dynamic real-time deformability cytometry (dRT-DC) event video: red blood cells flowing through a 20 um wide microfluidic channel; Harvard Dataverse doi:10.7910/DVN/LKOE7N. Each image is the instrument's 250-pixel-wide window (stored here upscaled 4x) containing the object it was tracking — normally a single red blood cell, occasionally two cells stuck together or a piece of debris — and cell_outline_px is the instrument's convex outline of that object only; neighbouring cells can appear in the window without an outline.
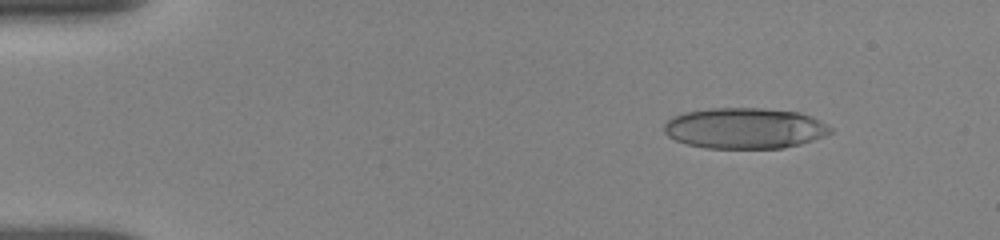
{"species": "human", "species_latin": "Homo sapiens", "temperature_condition": "room temperature", "stored_images_in_passage": 5, "camera_frame_rate_fps": 3000, "um_per_image_px": 0.085, "donor": {"sex": "female"}, "frame": {"image": 1, "passage_image": 2, "time_ms": 1.0, "image_size_px": [1000, 240], "cell_outline_px": [[832, 132], [824, 136], [800, 144], [784, 148], [704, 148], [684, 144], [668, 136], [664, 132], [664, 124], [672, 116], [684, 112], [708, 108], [764, 108], [800, 112], [812, 116], [820, 120], [832, 128]], "centroid_in_image_um": [63.29, 10.89], "position_along_channel_um": 21.7, "area_um2": 39.94}}
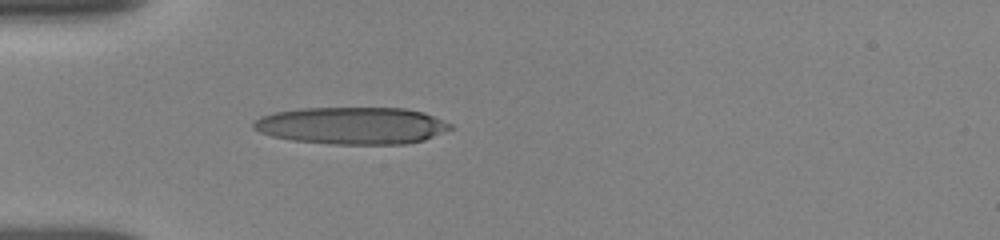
{"frame": {"image": 2, "passage_image": 5, "time_ms": 4.0, "image_size_px": [1000, 240], "cell_outline_px": [[456, 128], [424, 140], [404, 144], [328, 144], [292, 140], [272, 136], [260, 132], [252, 128], [252, 124], [260, 116], [276, 112], [300, 108], [404, 108], [424, 112], [444, 120], [452, 124]], "centroid_in_image_um": [29.96, 10.68], "position_along_channel_um": 55.0, "area_um2": 42.89}}